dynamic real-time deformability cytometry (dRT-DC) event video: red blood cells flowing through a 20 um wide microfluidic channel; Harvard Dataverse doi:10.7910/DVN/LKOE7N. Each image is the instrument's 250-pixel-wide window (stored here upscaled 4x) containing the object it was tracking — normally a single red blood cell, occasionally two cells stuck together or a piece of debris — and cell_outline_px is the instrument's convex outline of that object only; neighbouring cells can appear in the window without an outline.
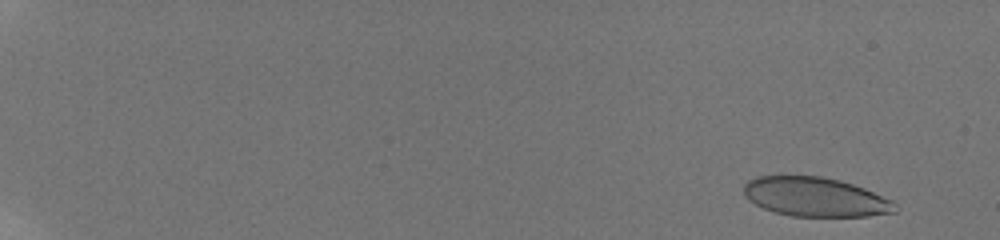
{"species": "human", "species_latin": "Homo sapiens", "temperature_condition": "room temperature", "stored_images_in_passage": 57, "camera_frame_rate_fps": 3000, "um_per_image_px": 0.085, "donor": {"sex": "male"}, "frame": {"image": 1, "passage_image": 4, "time_ms": 1.0, "image_size_px": [1000, 240], "cell_outline_px": [[896, 212], [868, 216], [792, 216], [776, 212], [764, 208], [748, 200], [744, 196], [744, 184], [748, 180], [756, 176], [820, 176], [840, 180], [864, 188], [892, 200], [896, 204]], "centroid_in_image_um": [69.29, 16.74], "position_along_channel_um": 15.7, "area_um2": 34.51}}
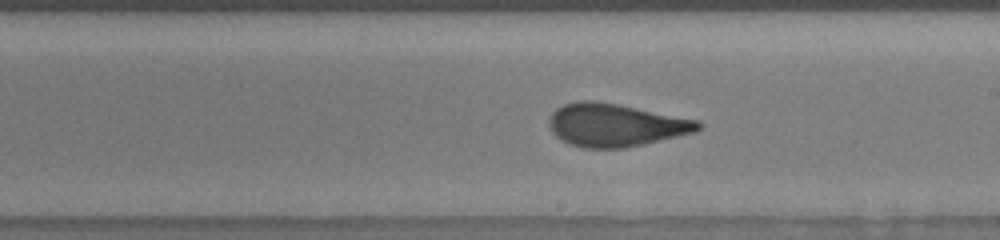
{"frame": {"image": 2, "passage_image": 37, "time_ms": 12.0, "image_size_px": [1000, 240], "cell_outline_px": [[704, 124], [700, 128], [692, 132], [644, 144], [620, 148], [584, 148], [568, 144], [556, 136], [552, 132], [548, 124], [548, 120], [552, 112], [556, 108], [564, 104], [576, 100], [592, 100], [616, 104], [700, 120]], "centroid_in_image_um": [52.27, 10.62], "position_along_channel_um": 236.7, "area_um2": 37.17}}
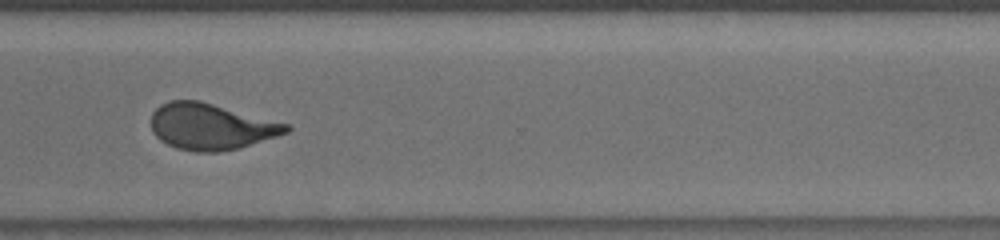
{"frame": {"image": 3, "passage_image": 46, "time_ms": 15.0, "image_size_px": [1000, 240], "cell_outline_px": [[292, 128], [288, 132], [240, 148], [216, 152], [196, 152], [176, 148], [160, 140], [152, 132], [152, 112], [160, 104], [168, 100], [200, 100], [292, 124]], "centroid_in_image_um": [17.95, 10.75], "position_along_channel_um": 352.6, "area_um2": 36.76}, "authors_computed_cell_mechanics": {"area_um2": 36.5874, "velocity_mm_per_s": 3.8726, "shape_relaxation_time_tau1_ms": 8.071, "shape_relaxation_time_tau2_ms": 0.8569, "deformation_change_tau1": 0.2406, "deformation_change_tau2": 0.0798}}